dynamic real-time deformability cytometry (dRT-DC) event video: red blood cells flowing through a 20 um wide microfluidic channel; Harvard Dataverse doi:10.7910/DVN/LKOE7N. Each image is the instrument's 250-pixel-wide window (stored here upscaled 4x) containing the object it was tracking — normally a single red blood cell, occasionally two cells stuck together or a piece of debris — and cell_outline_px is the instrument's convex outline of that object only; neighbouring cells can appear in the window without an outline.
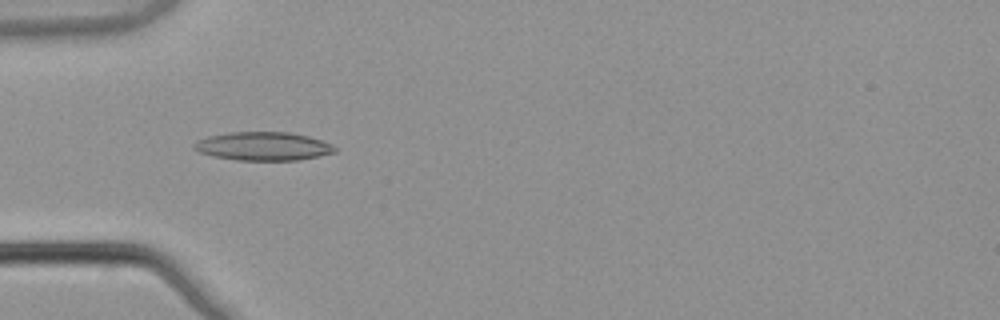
{"species": "common noctule bat (a hibernating species)", "species_latin": "Nyctalus noctula", "temperature_condition": "warm", "stored_images_in_passage": 3, "camera_frame_rate_fps": 3000, "um_per_image_px": 0.085, "animal": {"sex": "male", "body_mass_g": 21.5, "forearm_length_mm": 52.0}, "frame": {"image": 1, "passage_image": 2, "time_ms": 0.333, "image_size_px": [1000, 320], "cell_outline_px": [[336, 152], [320, 156], [296, 160], [236, 160], [212, 156], [200, 152], [192, 148], [192, 144], [196, 140], [208, 136], [232, 132], [288, 132], [308, 136], [332, 144], [336, 148]], "centroid_in_image_um": [22.34, 12.43], "position_along_channel_um": 62.7, "area_um2": 23.41}}
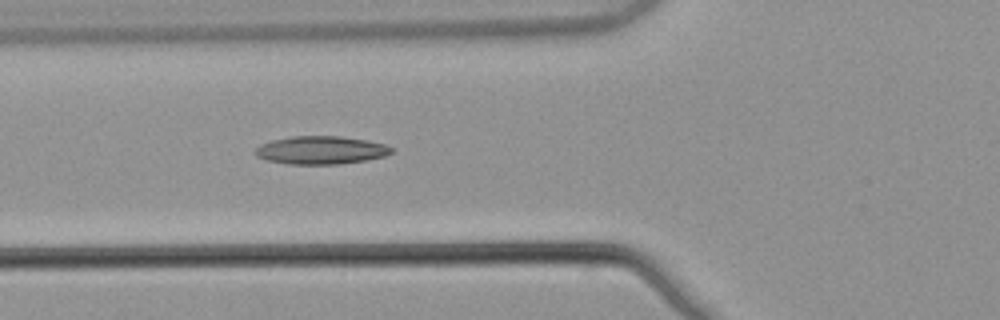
{"frame": {"image": 2, "passage_image": 3, "time_ms": 0.667, "image_size_px": [1000, 320], "cell_outline_px": [[392, 152], [384, 156], [364, 160], [340, 164], [288, 164], [268, 160], [256, 156], [256, 148], [260, 144], [272, 140], [292, 136], [340, 136], [368, 140], [384, 144], [392, 148]], "centroid_in_image_um": [27.27, 12.76], "position_along_channel_um": 98.5, "area_um2": 22.14}}